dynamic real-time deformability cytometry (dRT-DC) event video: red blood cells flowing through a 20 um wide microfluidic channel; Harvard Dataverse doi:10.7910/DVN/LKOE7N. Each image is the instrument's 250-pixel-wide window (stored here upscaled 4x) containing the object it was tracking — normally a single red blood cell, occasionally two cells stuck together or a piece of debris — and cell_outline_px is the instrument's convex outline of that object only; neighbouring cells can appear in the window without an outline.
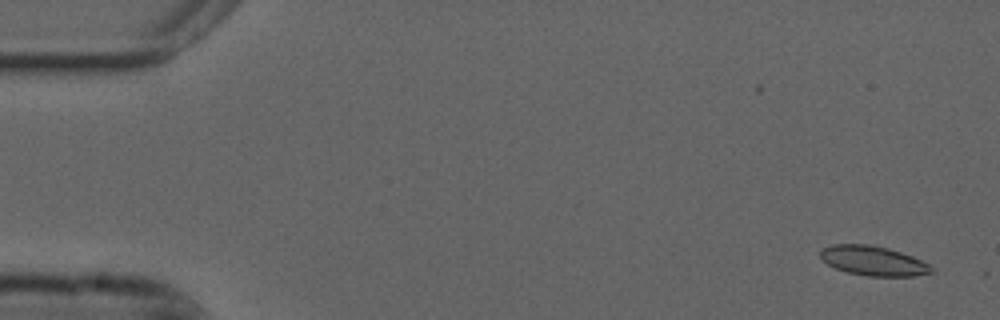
{"species": "common noctule bat (a hibernating species)", "species_latin": "Nyctalus noctula", "temperature_condition": "cold", "stored_images_in_passage": 57, "camera_frame_rate_fps": 3000, "um_per_image_px": 0.085, "animal": {"sex": "male", "forearm_length_mm": 52.5}, "frame": {"image": 1, "passage_image": 3, "time_ms": 0.667, "image_size_px": [1000, 320], "cell_outline_px": [[936, 272], [916, 276], [868, 276], [848, 272], [836, 268], [828, 264], [820, 256], [820, 252], [824, 248], [832, 244], [868, 244], [888, 248], [912, 256], [936, 268]], "centroid_in_image_um": [74.28, 22.17], "position_along_channel_um": 10.7, "area_um2": 19.13}}
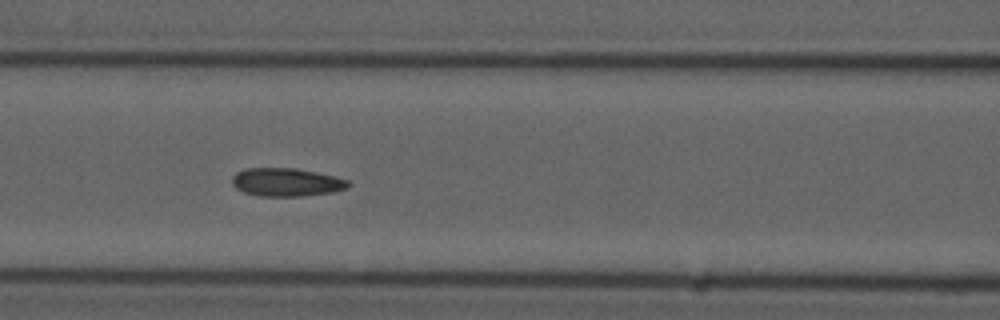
{"frame": {"image": 2, "passage_image": 24, "time_ms": 7.667, "image_size_px": [1000, 320], "cell_outline_px": [[352, 184], [348, 188], [332, 192], [300, 196], [260, 196], [244, 192], [236, 188], [232, 184], [232, 176], [236, 172], [244, 168], [296, 168], [316, 172], [348, 180]], "centroid_in_image_um": [24.33, 15.48], "position_along_channel_um": 142.3, "area_um2": 19.13}}
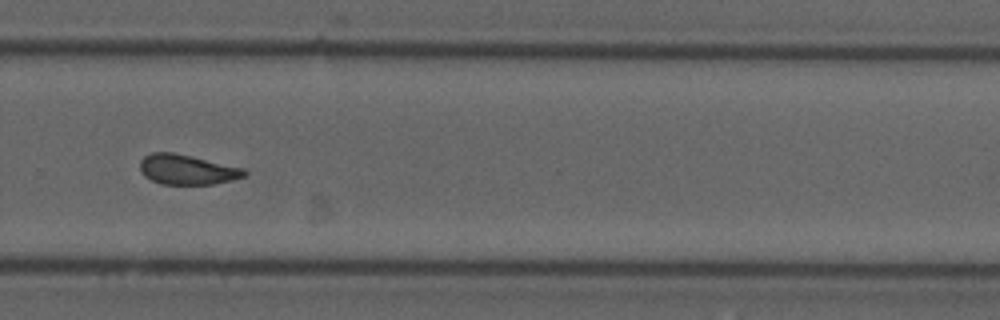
{"frame": {"image": 3, "passage_image": 38, "time_ms": 12.333, "image_size_px": [1000, 320], "cell_outline_px": [[248, 172], [244, 176], [232, 180], [212, 184], [160, 184], [144, 176], [140, 172], [140, 160], [144, 156], [152, 152], [172, 152], [244, 168]], "centroid_in_image_um": [15.87, 14.41], "position_along_channel_um": 313.9, "area_um2": 18.15}}